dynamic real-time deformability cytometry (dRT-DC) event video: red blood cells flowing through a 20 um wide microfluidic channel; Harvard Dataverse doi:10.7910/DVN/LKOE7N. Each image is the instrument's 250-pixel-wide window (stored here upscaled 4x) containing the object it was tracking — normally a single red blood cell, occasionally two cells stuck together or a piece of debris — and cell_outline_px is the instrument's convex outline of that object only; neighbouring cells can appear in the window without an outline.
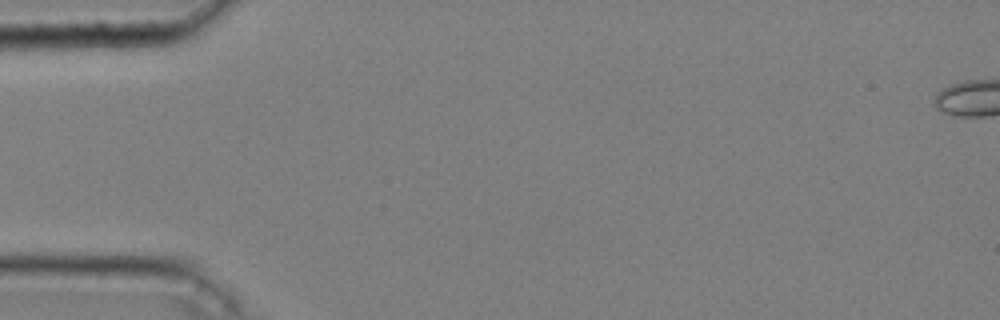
{"species": "common noctule bat (a hibernating species)", "species_latin": "Nyctalus noctula", "temperature_condition": "cold", "stored_images_in_passage": 2, "camera_frame_rate_fps": 3000, "um_per_image_px": 0.085, "animal": {"sex": "male", "body_mass_g": 20.4}, "frame": {"image": 1, "passage_image": 1, "time_ms": 0.0, "image_size_px": [1000, 320], "cell_outline_px": [[164, 36], [160, 44], [116, 48], [32, 48], [44, 36]], "centroid_in_image_um": [8.22, 3.55], "position_along_channel_um": 76.8, "area_um2": 10.06}}